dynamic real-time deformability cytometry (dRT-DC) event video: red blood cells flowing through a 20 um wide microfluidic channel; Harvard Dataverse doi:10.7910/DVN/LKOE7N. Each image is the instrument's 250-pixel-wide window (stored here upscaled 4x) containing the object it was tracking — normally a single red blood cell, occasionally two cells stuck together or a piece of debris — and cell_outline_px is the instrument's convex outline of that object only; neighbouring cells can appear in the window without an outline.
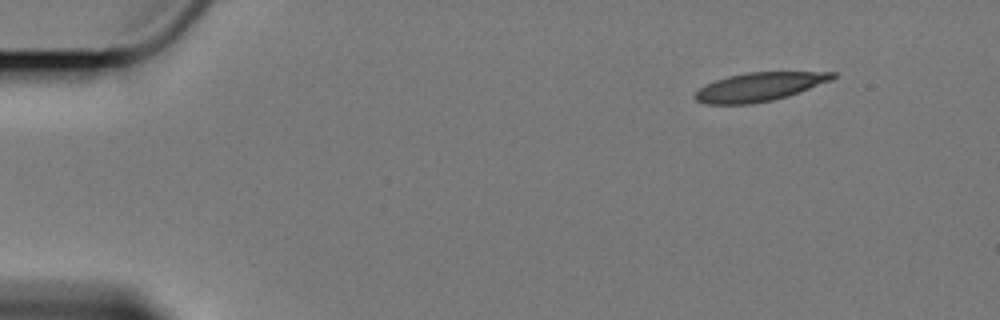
{"species": "Egyptian fruit bat (a non-hibernating species)", "species_latin": "Rousettus aegyptiacus", "temperature_condition": "cold", "stored_images_in_passage": 3, "camera_frame_rate_fps": 3000, "um_per_image_px": 0.085, "animal": {"sex": "female"}, "frame": {"image": 1, "passage_image": 1, "time_ms": 0.0, "image_size_px": [1000, 320], "cell_outline_px": [[836, 76], [832, 80], [788, 96], [772, 100], [752, 104], [704, 104], [696, 100], [692, 96], [704, 84], [728, 76], [744, 72], [836, 72]], "centroid_in_image_um": [64.51, 7.38], "position_along_channel_um": 20.5, "area_um2": 23.0}}
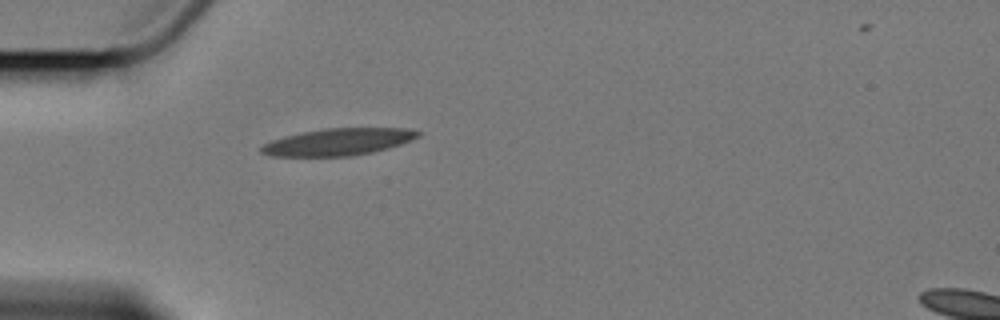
{"frame": {"image": 2, "passage_image": 3, "time_ms": 3.667, "image_size_px": [1000, 320], "cell_outline_px": [[420, 136], [400, 144], [372, 152], [348, 156], [272, 156], [260, 152], [260, 148], [264, 144], [272, 140], [284, 136], [300, 132], [324, 128], [412, 128], [420, 132]], "centroid_in_image_um": [28.73, 12.05], "position_along_channel_um": 56.3, "area_um2": 24.57}}